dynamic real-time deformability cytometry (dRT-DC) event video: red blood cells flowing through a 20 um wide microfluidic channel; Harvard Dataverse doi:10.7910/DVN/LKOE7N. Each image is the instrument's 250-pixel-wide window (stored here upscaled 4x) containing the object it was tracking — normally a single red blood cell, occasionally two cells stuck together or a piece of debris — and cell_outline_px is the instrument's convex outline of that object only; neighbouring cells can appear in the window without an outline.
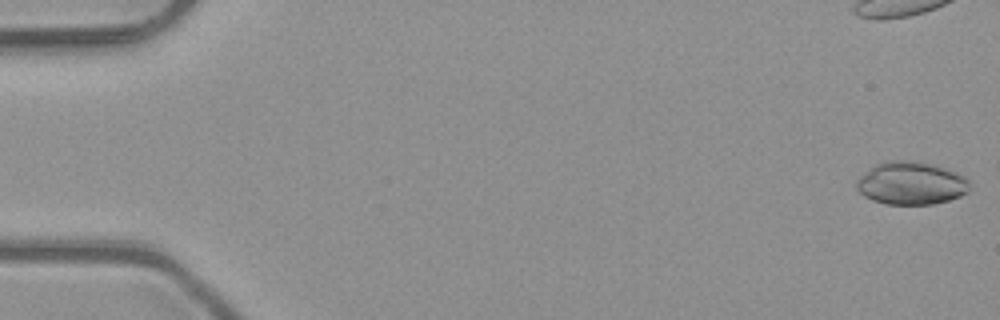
{"species": "common noctule bat (a hibernating species)", "species_latin": "Nyctalus noctula", "temperature_condition": "room temperature", "stored_images_in_passage": 5, "camera_frame_rate_fps": 3000, "um_per_image_px": 0.085, "animal": {"sex": "male", "body_mass_g": 23.1, "forearm_length_mm": 52.7}, "frame": {"image": 1, "passage_image": 1, "time_ms": 0.0, "image_size_px": [1000, 320], "cell_outline_px": [[968, 192], [960, 196], [948, 200], [932, 204], [884, 204], [872, 200], [864, 196], [856, 188], [856, 180], [876, 164], [888, 160], [908, 160], [928, 164], [944, 168], [964, 176], [968, 180]], "centroid_in_image_um": [77.41, 15.58], "position_along_channel_um": 7.6, "area_um2": 27.92}}